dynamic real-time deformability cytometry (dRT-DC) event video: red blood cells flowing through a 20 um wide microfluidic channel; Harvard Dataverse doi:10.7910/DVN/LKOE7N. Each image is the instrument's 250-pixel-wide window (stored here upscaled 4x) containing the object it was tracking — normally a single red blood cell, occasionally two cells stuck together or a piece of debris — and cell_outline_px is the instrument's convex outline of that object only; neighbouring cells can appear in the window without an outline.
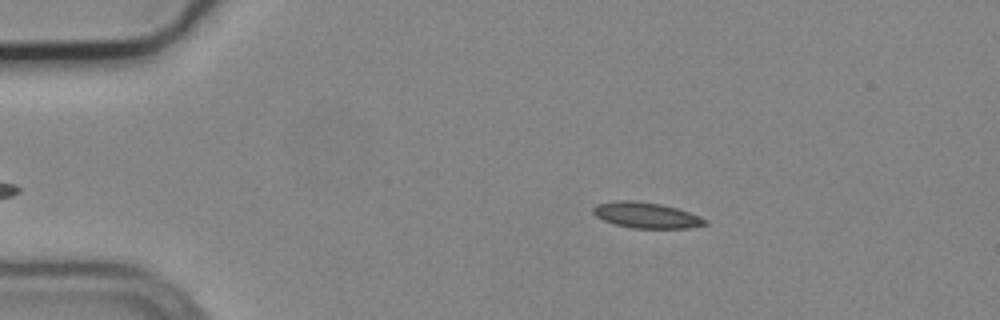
{"species": "common noctule bat (a hibernating species)", "species_latin": "Nyctalus noctula", "temperature_condition": "cold", "stored_images_in_passage": 41, "camera_frame_rate_fps": 3000, "um_per_image_px": 0.085, "animal": {"sex": "male", "body_mass_g": 19.2, "forearm_length_mm": 51.8}, "frame": {"image": 1, "passage_image": 4, "time_ms": 1.0, "image_size_px": [1000, 320], "cell_outline_px": [[708, 224], [688, 228], [632, 228], [616, 224], [604, 220], [596, 216], [592, 212], [592, 208], [596, 204], [612, 200], [636, 200], [660, 204], [676, 208], [700, 216], [708, 220]], "centroid_in_image_um": [54.92, 18.28], "position_along_channel_um": 30.1, "area_um2": 16.88}}
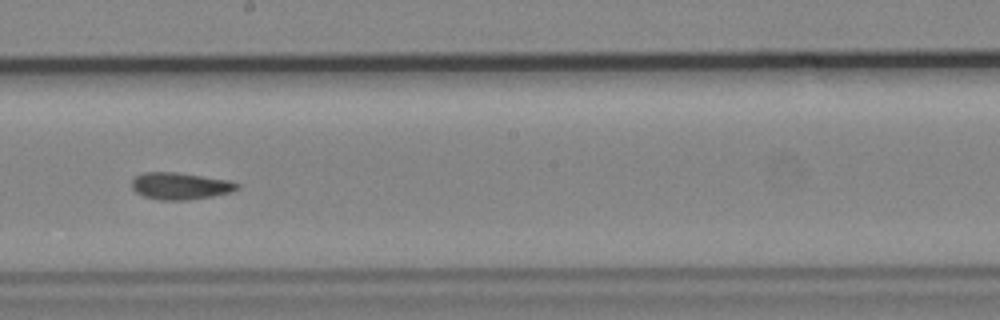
{"frame": {"image": 2, "passage_image": 25, "time_ms": 8.0, "image_size_px": [1000, 320], "cell_outline_px": [[240, 188], [232, 192], [212, 196], [184, 200], [160, 200], [144, 196], [136, 192], [132, 188], [132, 180], [136, 176], [144, 172], [176, 172], [228, 180], [240, 184]], "centroid_in_image_um": [15.33, 15.81], "position_along_channel_um": 232.9, "area_um2": 16.47}}
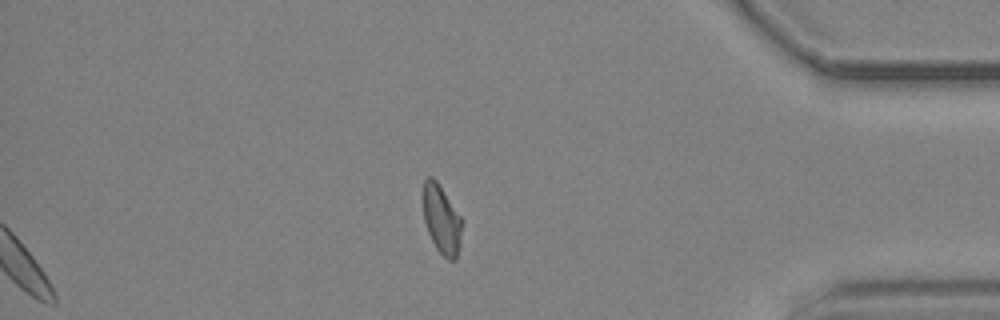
{"frame": {"image": 3, "passage_image": 41, "time_ms": 13.333, "image_size_px": [1000, 320], "cell_outline_px": [[464, 220], [460, 248], [456, 260], [448, 260], [436, 248], [428, 232], [424, 220], [424, 180], [428, 176], [432, 176], [436, 180]], "centroid_in_image_um": [37.59, 18.69], "position_along_channel_um": 397.6, "area_um2": 15.72}, "authors_computed_cell_mechanics": {"area_um2": 16.3574, "velocity_mm_per_s": 3.7165, "shape_relaxation_time_tau1_ms": null, "shape_relaxation_time_tau2_ms": 4.6278, "deformation_change_tau1": null, "deformation_change_tau2": 0.0975}}